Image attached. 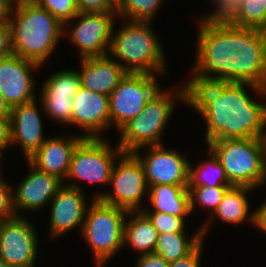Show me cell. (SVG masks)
I'll list each match as a JSON object with an SVG mask.
<instances>
[{"mask_svg":"<svg viewBox=\"0 0 266 267\" xmlns=\"http://www.w3.org/2000/svg\"><path fill=\"white\" fill-rule=\"evenodd\" d=\"M198 23L196 62L186 84L235 82L266 88L263 41L259 29Z\"/></svg>","mask_w":266,"mask_h":267,"instance_id":"obj_1","label":"cell"},{"mask_svg":"<svg viewBox=\"0 0 266 267\" xmlns=\"http://www.w3.org/2000/svg\"><path fill=\"white\" fill-rule=\"evenodd\" d=\"M186 85L188 105L205 120L207 144L214 140L260 138L265 133L266 103L254 100L245 87L262 99L266 97V88L235 82Z\"/></svg>","mask_w":266,"mask_h":267,"instance_id":"obj_2","label":"cell"},{"mask_svg":"<svg viewBox=\"0 0 266 267\" xmlns=\"http://www.w3.org/2000/svg\"><path fill=\"white\" fill-rule=\"evenodd\" d=\"M12 53L43 66L64 36V25L33 0H17L9 21Z\"/></svg>","mask_w":266,"mask_h":267,"instance_id":"obj_3","label":"cell"},{"mask_svg":"<svg viewBox=\"0 0 266 267\" xmlns=\"http://www.w3.org/2000/svg\"><path fill=\"white\" fill-rule=\"evenodd\" d=\"M126 21L118 31L113 29L108 56L128 73L165 74L166 55L153 22Z\"/></svg>","mask_w":266,"mask_h":267,"instance_id":"obj_4","label":"cell"},{"mask_svg":"<svg viewBox=\"0 0 266 267\" xmlns=\"http://www.w3.org/2000/svg\"><path fill=\"white\" fill-rule=\"evenodd\" d=\"M178 87L173 91L160 88L146 103L143 111L119 130L117 146L124 153H133L147 146L163 145L161 139L177 101L188 104L186 83Z\"/></svg>","mask_w":266,"mask_h":267,"instance_id":"obj_5","label":"cell"},{"mask_svg":"<svg viewBox=\"0 0 266 267\" xmlns=\"http://www.w3.org/2000/svg\"><path fill=\"white\" fill-rule=\"evenodd\" d=\"M207 146L219 159L233 186L256 190L266 183L264 151L259 137L214 140Z\"/></svg>","mask_w":266,"mask_h":267,"instance_id":"obj_6","label":"cell"},{"mask_svg":"<svg viewBox=\"0 0 266 267\" xmlns=\"http://www.w3.org/2000/svg\"><path fill=\"white\" fill-rule=\"evenodd\" d=\"M87 208L82 237L92 251L97 267H103L124 246L128 211L92 199Z\"/></svg>","mask_w":266,"mask_h":267,"instance_id":"obj_7","label":"cell"},{"mask_svg":"<svg viewBox=\"0 0 266 267\" xmlns=\"http://www.w3.org/2000/svg\"><path fill=\"white\" fill-rule=\"evenodd\" d=\"M123 153L118 146L112 147L103 137H85L74 150L65 180L67 183L64 184L79 190L83 189L79 180L109 186L114 164Z\"/></svg>","mask_w":266,"mask_h":267,"instance_id":"obj_8","label":"cell"},{"mask_svg":"<svg viewBox=\"0 0 266 267\" xmlns=\"http://www.w3.org/2000/svg\"><path fill=\"white\" fill-rule=\"evenodd\" d=\"M109 186L113 191H98L93 199L127 211H141L144 208L142 201L149 188L143 165L133 153H123L117 159Z\"/></svg>","mask_w":266,"mask_h":267,"instance_id":"obj_9","label":"cell"},{"mask_svg":"<svg viewBox=\"0 0 266 267\" xmlns=\"http://www.w3.org/2000/svg\"><path fill=\"white\" fill-rule=\"evenodd\" d=\"M116 17V11H79L64 24L63 32L79 48L80 58L107 56Z\"/></svg>","mask_w":266,"mask_h":267,"instance_id":"obj_10","label":"cell"},{"mask_svg":"<svg viewBox=\"0 0 266 267\" xmlns=\"http://www.w3.org/2000/svg\"><path fill=\"white\" fill-rule=\"evenodd\" d=\"M156 75L127 73L109 95L110 126L119 131L139 115L146 103L161 88Z\"/></svg>","mask_w":266,"mask_h":267,"instance_id":"obj_11","label":"cell"},{"mask_svg":"<svg viewBox=\"0 0 266 267\" xmlns=\"http://www.w3.org/2000/svg\"><path fill=\"white\" fill-rule=\"evenodd\" d=\"M35 230L34 224L21 214L0 221V260L19 267H35L39 252Z\"/></svg>","mask_w":266,"mask_h":267,"instance_id":"obj_12","label":"cell"},{"mask_svg":"<svg viewBox=\"0 0 266 267\" xmlns=\"http://www.w3.org/2000/svg\"><path fill=\"white\" fill-rule=\"evenodd\" d=\"M147 147L145 156L140 154V149L135 150L133 154L143 165L148 186L189 185L191 162H188L186 155H182L175 148L167 149L164 144Z\"/></svg>","mask_w":266,"mask_h":267,"instance_id":"obj_13","label":"cell"},{"mask_svg":"<svg viewBox=\"0 0 266 267\" xmlns=\"http://www.w3.org/2000/svg\"><path fill=\"white\" fill-rule=\"evenodd\" d=\"M39 101L43 112L54 122L71 124L73 98L81 87L78 71L60 70L50 75L42 85Z\"/></svg>","mask_w":266,"mask_h":267,"instance_id":"obj_14","label":"cell"},{"mask_svg":"<svg viewBox=\"0 0 266 267\" xmlns=\"http://www.w3.org/2000/svg\"><path fill=\"white\" fill-rule=\"evenodd\" d=\"M40 67L13 53L0 58V91L10 108L38 99L32 72Z\"/></svg>","mask_w":266,"mask_h":267,"instance_id":"obj_15","label":"cell"},{"mask_svg":"<svg viewBox=\"0 0 266 267\" xmlns=\"http://www.w3.org/2000/svg\"><path fill=\"white\" fill-rule=\"evenodd\" d=\"M83 190L63 185L50 201L49 235L50 238L64 236L73 228L83 229L88 206Z\"/></svg>","mask_w":266,"mask_h":267,"instance_id":"obj_16","label":"cell"},{"mask_svg":"<svg viewBox=\"0 0 266 267\" xmlns=\"http://www.w3.org/2000/svg\"><path fill=\"white\" fill-rule=\"evenodd\" d=\"M28 175L13 189V203L16 216L21 210L38 211L50 204V201L64 185L59 177L40 171L28 160ZM20 210V211H19Z\"/></svg>","mask_w":266,"mask_h":267,"instance_id":"obj_17","label":"cell"},{"mask_svg":"<svg viewBox=\"0 0 266 267\" xmlns=\"http://www.w3.org/2000/svg\"><path fill=\"white\" fill-rule=\"evenodd\" d=\"M71 124L83 130L86 138L103 137L102 132L110 127L109 96L81 86L73 98Z\"/></svg>","mask_w":266,"mask_h":267,"instance_id":"obj_18","label":"cell"},{"mask_svg":"<svg viewBox=\"0 0 266 267\" xmlns=\"http://www.w3.org/2000/svg\"><path fill=\"white\" fill-rule=\"evenodd\" d=\"M42 122L37 99L11 108L10 145L19 144L26 160L47 140Z\"/></svg>","mask_w":266,"mask_h":267,"instance_id":"obj_19","label":"cell"},{"mask_svg":"<svg viewBox=\"0 0 266 267\" xmlns=\"http://www.w3.org/2000/svg\"><path fill=\"white\" fill-rule=\"evenodd\" d=\"M84 138L81 134L47 138L27 160L40 171L55 175L65 181L74 150Z\"/></svg>","mask_w":266,"mask_h":267,"instance_id":"obj_20","label":"cell"},{"mask_svg":"<svg viewBox=\"0 0 266 267\" xmlns=\"http://www.w3.org/2000/svg\"><path fill=\"white\" fill-rule=\"evenodd\" d=\"M81 86L90 91L109 96L128 73L111 57L80 58Z\"/></svg>","mask_w":266,"mask_h":267,"instance_id":"obj_21","label":"cell"},{"mask_svg":"<svg viewBox=\"0 0 266 267\" xmlns=\"http://www.w3.org/2000/svg\"><path fill=\"white\" fill-rule=\"evenodd\" d=\"M255 189L248 186H231L225 193L222 201L219 203L217 209L212 216L208 217L204 225L200 228L203 239L207 235L206 231L209 229V224L215 219H219L222 223L241 225L244 222H250L254 226V212H249L248 196L250 192Z\"/></svg>","mask_w":266,"mask_h":267,"instance_id":"obj_22","label":"cell"},{"mask_svg":"<svg viewBox=\"0 0 266 267\" xmlns=\"http://www.w3.org/2000/svg\"><path fill=\"white\" fill-rule=\"evenodd\" d=\"M189 185L148 186V202L154 208H143L142 212H161L177 217L190 215ZM152 209V210H151Z\"/></svg>","mask_w":266,"mask_h":267,"instance_id":"obj_23","label":"cell"},{"mask_svg":"<svg viewBox=\"0 0 266 267\" xmlns=\"http://www.w3.org/2000/svg\"><path fill=\"white\" fill-rule=\"evenodd\" d=\"M128 215H130L129 221ZM158 234L152 222L142 211H128L124 224V246L128 244L127 246L140 255L154 253Z\"/></svg>","mask_w":266,"mask_h":267,"instance_id":"obj_24","label":"cell"},{"mask_svg":"<svg viewBox=\"0 0 266 267\" xmlns=\"http://www.w3.org/2000/svg\"><path fill=\"white\" fill-rule=\"evenodd\" d=\"M193 237H187L186 232L161 233L158 234L157 245L154 253L164 258L168 263L189 254L202 240L201 229L196 231Z\"/></svg>","mask_w":266,"mask_h":267,"instance_id":"obj_25","label":"cell"},{"mask_svg":"<svg viewBox=\"0 0 266 267\" xmlns=\"http://www.w3.org/2000/svg\"><path fill=\"white\" fill-rule=\"evenodd\" d=\"M207 157L209 158L196 168L190 164L189 186H233L228 181L219 159L210 148Z\"/></svg>","mask_w":266,"mask_h":267,"instance_id":"obj_26","label":"cell"},{"mask_svg":"<svg viewBox=\"0 0 266 267\" xmlns=\"http://www.w3.org/2000/svg\"><path fill=\"white\" fill-rule=\"evenodd\" d=\"M214 11L198 22L218 27H241L242 0H213Z\"/></svg>","mask_w":266,"mask_h":267,"instance_id":"obj_27","label":"cell"},{"mask_svg":"<svg viewBox=\"0 0 266 267\" xmlns=\"http://www.w3.org/2000/svg\"><path fill=\"white\" fill-rule=\"evenodd\" d=\"M163 0H121L116 6V13L125 20L152 21L159 11Z\"/></svg>","mask_w":266,"mask_h":267,"instance_id":"obj_28","label":"cell"},{"mask_svg":"<svg viewBox=\"0 0 266 267\" xmlns=\"http://www.w3.org/2000/svg\"><path fill=\"white\" fill-rule=\"evenodd\" d=\"M230 187L231 186H188L191 213L196 209L195 206H199L210 210L212 215Z\"/></svg>","mask_w":266,"mask_h":267,"instance_id":"obj_29","label":"cell"},{"mask_svg":"<svg viewBox=\"0 0 266 267\" xmlns=\"http://www.w3.org/2000/svg\"><path fill=\"white\" fill-rule=\"evenodd\" d=\"M241 27H266V0H242Z\"/></svg>","mask_w":266,"mask_h":267,"instance_id":"obj_30","label":"cell"},{"mask_svg":"<svg viewBox=\"0 0 266 267\" xmlns=\"http://www.w3.org/2000/svg\"><path fill=\"white\" fill-rule=\"evenodd\" d=\"M41 8L48 10L63 25L79 13L76 0H33Z\"/></svg>","mask_w":266,"mask_h":267,"instance_id":"obj_31","label":"cell"},{"mask_svg":"<svg viewBox=\"0 0 266 267\" xmlns=\"http://www.w3.org/2000/svg\"><path fill=\"white\" fill-rule=\"evenodd\" d=\"M152 222L154 228L159 234L161 233H175L187 232L185 230V218L177 217L161 212H143Z\"/></svg>","mask_w":266,"mask_h":267,"instance_id":"obj_32","label":"cell"},{"mask_svg":"<svg viewBox=\"0 0 266 267\" xmlns=\"http://www.w3.org/2000/svg\"><path fill=\"white\" fill-rule=\"evenodd\" d=\"M14 217H16V212L13 203V188L0 174V221Z\"/></svg>","mask_w":266,"mask_h":267,"instance_id":"obj_33","label":"cell"},{"mask_svg":"<svg viewBox=\"0 0 266 267\" xmlns=\"http://www.w3.org/2000/svg\"><path fill=\"white\" fill-rule=\"evenodd\" d=\"M203 239L189 254L169 264V267H201Z\"/></svg>","mask_w":266,"mask_h":267,"instance_id":"obj_34","label":"cell"},{"mask_svg":"<svg viewBox=\"0 0 266 267\" xmlns=\"http://www.w3.org/2000/svg\"><path fill=\"white\" fill-rule=\"evenodd\" d=\"M79 11H116L110 0H76Z\"/></svg>","mask_w":266,"mask_h":267,"instance_id":"obj_35","label":"cell"},{"mask_svg":"<svg viewBox=\"0 0 266 267\" xmlns=\"http://www.w3.org/2000/svg\"><path fill=\"white\" fill-rule=\"evenodd\" d=\"M169 264L158 254L150 253L138 256L135 267H169Z\"/></svg>","mask_w":266,"mask_h":267,"instance_id":"obj_36","label":"cell"},{"mask_svg":"<svg viewBox=\"0 0 266 267\" xmlns=\"http://www.w3.org/2000/svg\"><path fill=\"white\" fill-rule=\"evenodd\" d=\"M12 54L10 25L0 23V58Z\"/></svg>","mask_w":266,"mask_h":267,"instance_id":"obj_37","label":"cell"},{"mask_svg":"<svg viewBox=\"0 0 266 267\" xmlns=\"http://www.w3.org/2000/svg\"><path fill=\"white\" fill-rule=\"evenodd\" d=\"M10 146V116H0V151Z\"/></svg>","mask_w":266,"mask_h":267,"instance_id":"obj_38","label":"cell"},{"mask_svg":"<svg viewBox=\"0 0 266 267\" xmlns=\"http://www.w3.org/2000/svg\"><path fill=\"white\" fill-rule=\"evenodd\" d=\"M254 227L266 234V200L254 210Z\"/></svg>","mask_w":266,"mask_h":267,"instance_id":"obj_39","label":"cell"},{"mask_svg":"<svg viewBox=\"0 0 266 267\" xmlns=\"http://www.w3.org/2000/svg\"><path fill=\"white\" fill-rule=\"evenodd\" d=\"M16 0H0V23H9Z\"/></svg>","mask_w":266,"mask_h":267,"instance_id":"obj_40","label":"cell"},{"mask_svg":"<svg viewBox=\"0 0 266 267\" xmlns=\"http://www.w3.org/2000/svg\"><path fill=\"white\" fill-rule=\"evenodd\" d=\"M11 108L4 99L3 94L0 91V116H10Z\"/></svg>","mask_w":266,"mask_h":267,"instance_id":"obj_41","label":"cell"},{"mask_svg":"<svg viewBox=\"0 0 266 267\" xmlns=\"http://www.w3.org/2000/svg\"><path fill=\"white\" fill-rule=\"evenodd\" d=\"M263 41L264 61L266 67V27L259 29Z\"/></svg>","mask_w":266,"mask_h":267,"instance_id":"obj_42","label":"cell"},{"mask_svg":"<svg viewBox=\"0 0 266 267\" xmlns=\"http://www.w3.org/2000/svg\"><path fill=\"white\" fill-rule=\"evenodd\" d=\"M262 145H263V151H264V163H265V170H266V131L265 133L260 137Z\"/></svg>","mask_w":266,"mask_h":267,"instance_id":"obj_43","label":"cell"},{"mask_svg":"<svg viewBox=\"0 0 266 267\" xmlns=\"http://www.w3.org/2000/svg\"><path fill=\"white\" fill-rule=\"evenodd\" d=\"M0 267H19V266H16V265H13V264H10L8 262H4V261L0 260Z\"/></svg>","mask_w":266,"mask_h":267,"instance_id":"obj_44","label":"cell"},{"mask_svg":"<svg viewBox=\"0 0 266 267\" xmlns=\"http://www.w3.org/2000/svg\"><path fill=\"white\" fill-rule=\"evenodd\" d=\"M115 6L121 1V0H110Z\"/></svg>","mask_w":266,"mask_h":267,"instance_id":"obj_45","label":"cell"},{"mask_svg":"<svg viewBox=\"0 0 266 267\" xmlns=\"http://www.w3.org/2000/svg\"><path fill=\"white\" fill-rule=\"evenodd\" d=\"M2 154L4 155V153H2V152L0 151V159H1V160H2V158H3V157H2V156H3ZM1 160H0V162H1ZM0 166H1V165H0ZM0 174H1V169H0Z\"/></svg>","mask_w":266,"mask_h":267,"instance_id":"obj_46","label":"cell"}]
</instances>
